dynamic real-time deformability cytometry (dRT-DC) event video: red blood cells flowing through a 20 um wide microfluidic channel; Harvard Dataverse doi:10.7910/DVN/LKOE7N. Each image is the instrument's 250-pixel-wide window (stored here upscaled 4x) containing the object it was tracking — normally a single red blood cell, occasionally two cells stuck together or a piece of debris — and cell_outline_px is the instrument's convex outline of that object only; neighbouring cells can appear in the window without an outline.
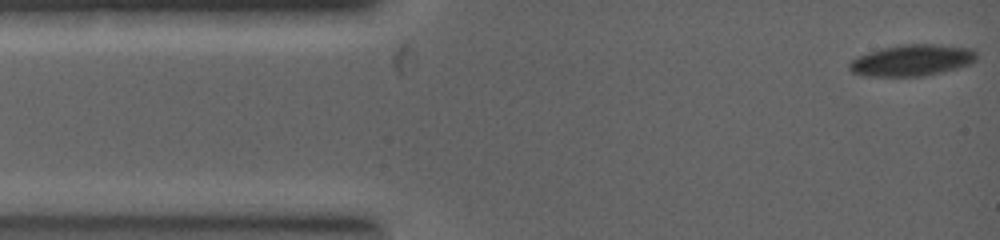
{"species": "common noctule bat (a hibernating species)", "species_latin": "Nyctalus noctula", "temperature_condition": "warm", "stored_images_in_passage": 6, "camera_frame_rate_fps": 5000, "um_per_image_px": 0.085, "animal": {"sex": "female", "body_mass_g": 19.0, "forearm_length_mm": 53.3}, "frame": {"image": 1, "passage_image": 1, "time_ms": 0.0, "image_size_px": [1000, 240], "cell_outline_px": [[976, 60], [972, 64], [956, 68], [920, 76], [876, 76], [852, 72], [848, 68], [848, 64], [852, 60], [868, 52], [884, 48], [904, 44], [932, 44], [964, 48], [976, 52]], "centroid_in_image_um": [77.51, 5.12], "position_along_channel_um": 7.5, "area_um2": 22.6}}
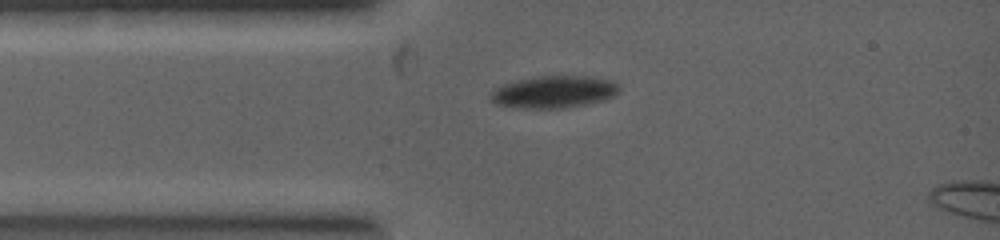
{"frame": {"image": 2, "passage_image": 4, "time_ms": 1.6, "image_size_px": [1000, 240], "cell_outline_px": [[620, 88], [612, 96], [604, 100], [564, 108], [520, 108], [500, 104], [492, 100], [492, 92], [504, 84], [544, 76], [584, 76], [608, 80], [616, 84]], "centroid_in_image_um": [47.12, 7.82], "position_along_channel_um": 37.9, "area_um2": 23.12}}